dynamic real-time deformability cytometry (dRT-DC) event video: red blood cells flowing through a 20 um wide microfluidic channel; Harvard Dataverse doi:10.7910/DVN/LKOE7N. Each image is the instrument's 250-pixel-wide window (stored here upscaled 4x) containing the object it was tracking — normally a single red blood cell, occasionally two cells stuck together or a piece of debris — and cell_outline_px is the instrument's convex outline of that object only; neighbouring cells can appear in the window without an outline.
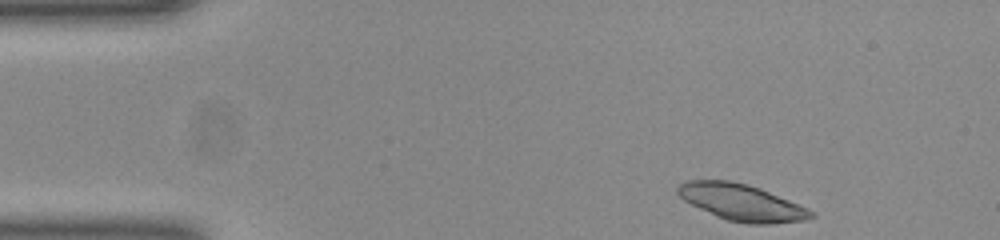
{"species": "common noctule bat (a hibernating species)", "species_latin": "Nyctalus noctula", "temperature_condition": "room temperature", "stored_images_in_passage": 46, "camera_frame_rate_fps": 3000, "um_per_image_px": 0.085, "animal": {"sex": "female", "body_mass_g": 23.0, "forearm_length_mm": 53.4}, "frame": {"image": 1, "passage_image": 1, "time_ms": 0.0, "image_size_px": [1000, 240], "cell_outline_px": [[816, 216], [804, 220], [768, 224], [748, 224], [728, 220], [716, 216], [684, 200], [676, 192], [676, 188], [680, 184], [688, 180], [728, 180], [748, 184], [760, 188], [808, 208]], "centroid_in_image_um": [63.03, 17.2], "position_along_channel_um": 22.0, "area_um2": 28.15}}